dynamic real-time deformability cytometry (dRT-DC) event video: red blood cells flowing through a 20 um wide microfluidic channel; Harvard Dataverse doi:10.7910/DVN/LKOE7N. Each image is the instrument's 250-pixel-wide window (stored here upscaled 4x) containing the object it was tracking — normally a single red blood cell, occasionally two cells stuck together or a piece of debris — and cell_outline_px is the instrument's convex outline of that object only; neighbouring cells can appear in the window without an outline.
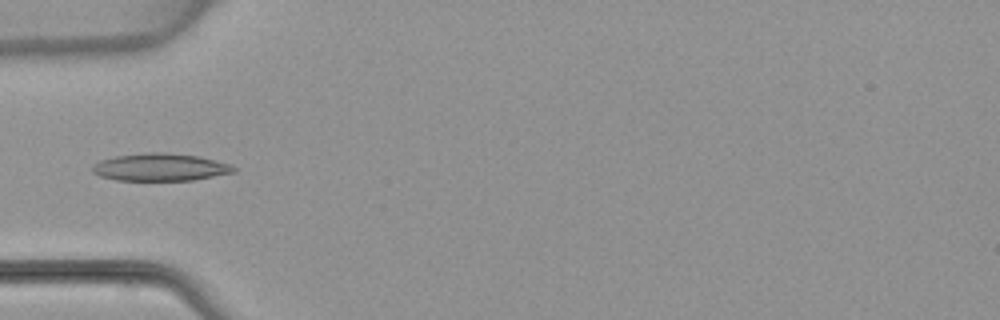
{"species": "common noctule bat (a hibernating species)", "species_latin": "Nyctalus noctula", "temperature_condition": "warm", "stored_images_in_passage": 3, "camera_frame_rate_fps": 3000, "um_per_image_px": 0.085, "animal": {"sex": "female", "body_mass_g": 22.7, "forearm_length_mm": 54.2}, "frame": {"image": 1, "passage_image": 3, "time_ms": 2.667, "image_size_px": [1000, 320], "cell_outline_px": [[236, 172], [192, 180], [116, 180], [100, 176], [92, 172], [92, 164], [100, 160], [116, 156], [144, 152], [164, 152], [196, 156], [228, 164], [236, 168]], "centroid_in_image_um": [13.56, 14.21], "position_along_channel_um": 71.4, "area_um2": 22.48}}